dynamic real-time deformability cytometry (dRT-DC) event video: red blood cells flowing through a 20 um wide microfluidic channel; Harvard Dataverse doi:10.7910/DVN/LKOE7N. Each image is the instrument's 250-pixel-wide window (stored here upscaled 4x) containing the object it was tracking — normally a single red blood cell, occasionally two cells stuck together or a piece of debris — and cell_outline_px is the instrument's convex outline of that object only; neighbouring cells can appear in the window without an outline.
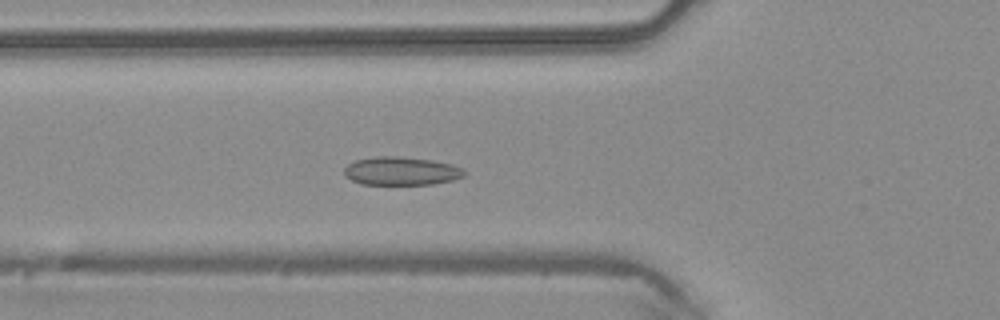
{"species": "common noctule bat (a hibernating species)", "species_latin": "Nyctalus noctula", "temperature_condition": "warm", "stored_images_in_passage": 49, "camera_frame_rate_fps": 3000, "um_per_image_px": 0.085, "animal": {"sex": "male", "body_mass_g": 20.4}, "frame": {"image": 1, "passage_image": 17, "time_ms": 5.333, "image_size_px": [1000, 320], "cell_outline_px": [[464, 176], [452, 180], [432, 184], [360, 184], [344, 176], [344, 168], [348, 164], [356, 160], [376, 156], [400, 156], [432, 160], [452, 164], [464, 168]], "centroid_in_image_um": [34.1, 14.53], "position_along_channel_um": 91.7, "area_um2": 19.88}}
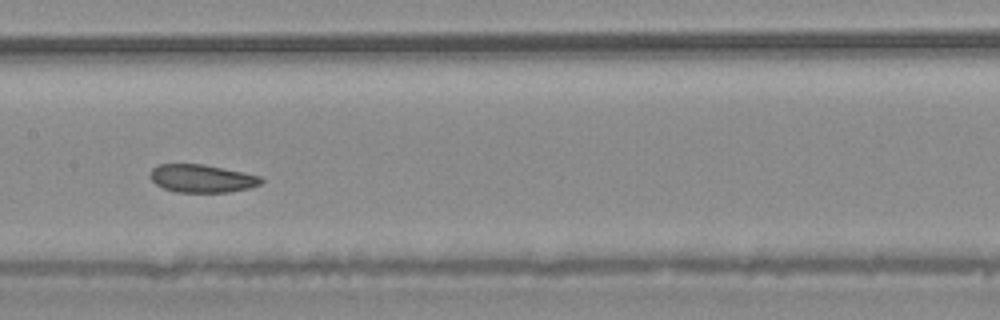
{"frame": {"image": 2, "passage_image": 24, "time_ms": 7.667, "image_size_px": [1000, 320], "cell_outline_px": [[264, 180], [260, 184], [252, 188], [228, 192], [176, 192], [164, 188], [156, 184], [148, 176], [152, 168], [156, 164], [204, 164], [244, 172], [260, 176]], "centroid_in_image_um": [17.16, 15.16], "position_along_channel_um": 190.2, "area_um2": 18.26}}
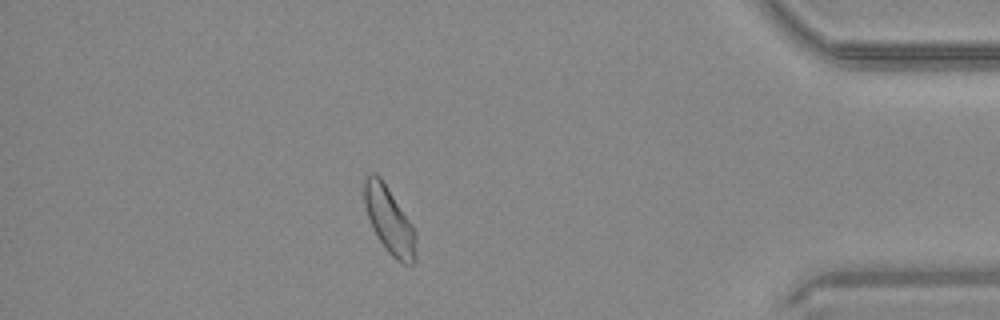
{"frame": {"image": 3, "passage_image": 42, "time_ms": 13.667, "image_size_px": [1000, 320], "cell_outline_px": [[416, 260], [412, 264], [404, 264], [396, 260], [388, 252], [372, 228], [364, 204], [364, 176], [368, 172], [376, 172], [380, 176], [412, 224], [416, 232]], "centroid_in_image_um": [33.09, 18.7], "position_along_channel_um": 402.1, "area_um2": 20.17}, "authors_computed_cell_mechanics": {"area_um2": 19.8832, "velocity_mm_per_s": 4.2293, "shape_relaxation_time_tau1_ms": null, "shape_relaxation_time_tau2_ms": 6.8161, "deformation_change_tau1": null, "deformation_change_tau2": 0.0855}}